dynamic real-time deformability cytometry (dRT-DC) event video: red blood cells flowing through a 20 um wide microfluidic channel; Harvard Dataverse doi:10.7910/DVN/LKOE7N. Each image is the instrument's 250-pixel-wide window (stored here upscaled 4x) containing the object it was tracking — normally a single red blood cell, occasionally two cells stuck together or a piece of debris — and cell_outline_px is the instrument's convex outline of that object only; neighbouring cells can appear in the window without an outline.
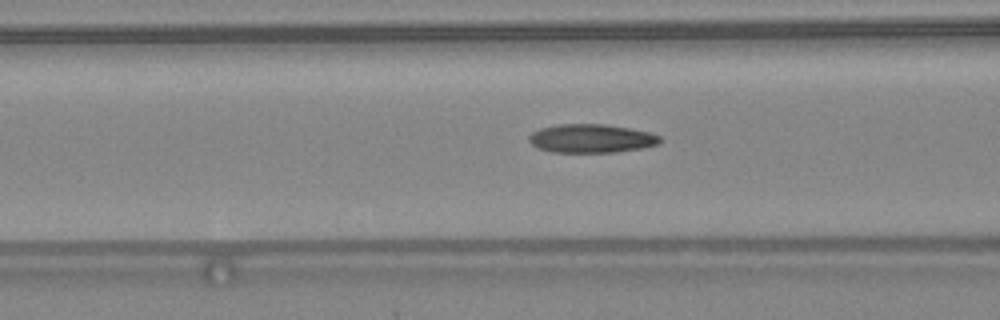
{"species": "common noctule bat (a hibernating species)", "species_latin": "Nyctalus noctula", "temperature_condition": "warm", "stored_images_in_passage": 32, "camera_frame_rate_fps": 3000, "um_per_image_px": 0.085, "animal": {"sex": "female", "body_mass_g": 24.6, "forearm_length_mm": 56.2}, "frame": {"image": 1, "passage_image": 4, "time_ms": 1.0, "image_size_px": [1000, 320], "cell_outline_px": [[664, 140], [660, 144], [644, 148], [616, 152], [552, 152], [540, 148], [532, 144], [528, 140], [528, 136], [532, 132], [540, 128], [560, 124], [604, 124], [628, 128], [648, 132], [660, 136]], "centroid_in_image_um": [50.3, 11.77], "position_along_channel_um": 116.3, "area_um2": 21.91}}
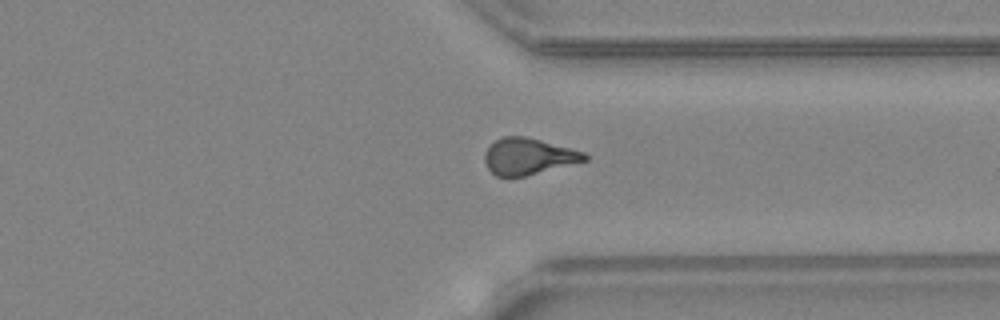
{"frame": {"image": 2, "passage_image": 21, "time_ms": 6.667, "image_size_px": [1000, 320], "cell_outline_px": [[588, 160], [508, 180], [496, 176], [488, 168], [484, 160], [484, 152], [496, 140], [504, 136], [524, 136], [540, 140], [584, 152], [588, 156]], "centroid_in_image_um": [44.87, 13.32], "position_along_channel_um": 366.5, "area_um2": 21.27}}
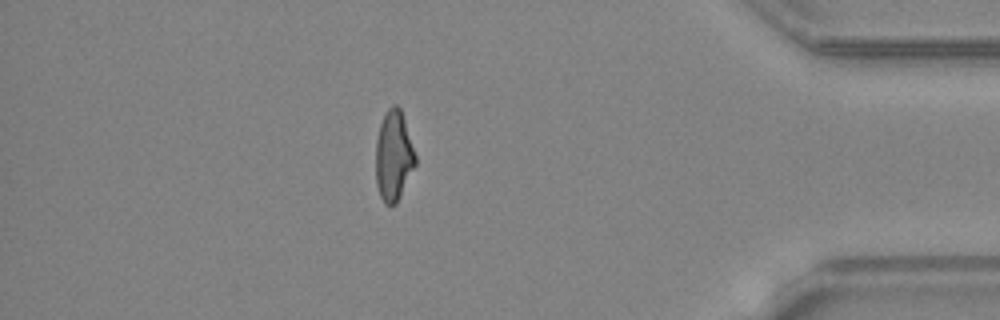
{"frame": {"image": 3, "passage_image": 26, "time_ms": 8.333, "image_size_px": [1000, 320], "cell_outline_px": [[416, 164], [396, 204], [384, 204], [380, 196], [376, 184], [376, 140], [380, 124], [388, 108], [392, 104], [396, 104], [400, 108], [416, 156]], "centroid_in_image_um": [33.45, 13.26], "position_along_channel_um": 401.8, "area_um2": 20.63}, "authors_computed_cell_mechanics": {"area_um2": 21.3282, "velocity_mm_per_s": 4.4163, "shape_relaxation_time_tau1_ms": null, "shape_relaxation_time_tau2_ms": 1.7222, "deformation_change_tau1": null, "deformation_change_tau2": 0.1038}}